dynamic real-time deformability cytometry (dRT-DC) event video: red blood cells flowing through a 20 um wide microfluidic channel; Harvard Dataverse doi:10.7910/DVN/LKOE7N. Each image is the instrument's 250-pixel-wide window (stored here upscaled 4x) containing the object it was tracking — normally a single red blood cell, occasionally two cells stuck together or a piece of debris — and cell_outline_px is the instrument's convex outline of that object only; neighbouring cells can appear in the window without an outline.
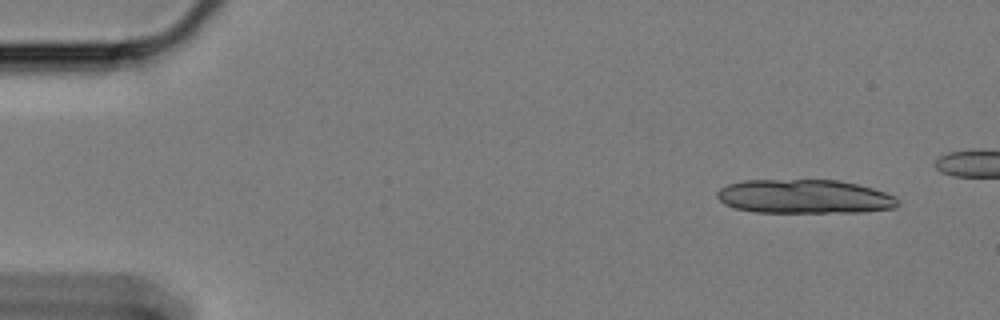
{"species": "Egyptian fruit bat (a non-hibernating species)", "species_latin": "Rousettus aegyptiacus", "temperature_condition": "cold", "stored_images_in_passage": 13, "camera_frame_rate_fps": 3000, "um_per_image_px": 0.085, "animal": {"sex": "female"}, "frame": {"image": 1, "passage_image": 1, "time_ms": 0.0, "image_size_px": [1000, 320], "cell_outline_px": [[900, 204], [892, 208], [864, 212], [756, 212], [736, 208], [724, 204], [716, 196], [716, 192], [720, 188], [728, 184], [744, 180], [840, 180], [872, 188], [896, 196]], "centroid_in_image_um": [68.37, 16.7], "position_along_channel_um": 16.6, "area_um2": 35.84}}